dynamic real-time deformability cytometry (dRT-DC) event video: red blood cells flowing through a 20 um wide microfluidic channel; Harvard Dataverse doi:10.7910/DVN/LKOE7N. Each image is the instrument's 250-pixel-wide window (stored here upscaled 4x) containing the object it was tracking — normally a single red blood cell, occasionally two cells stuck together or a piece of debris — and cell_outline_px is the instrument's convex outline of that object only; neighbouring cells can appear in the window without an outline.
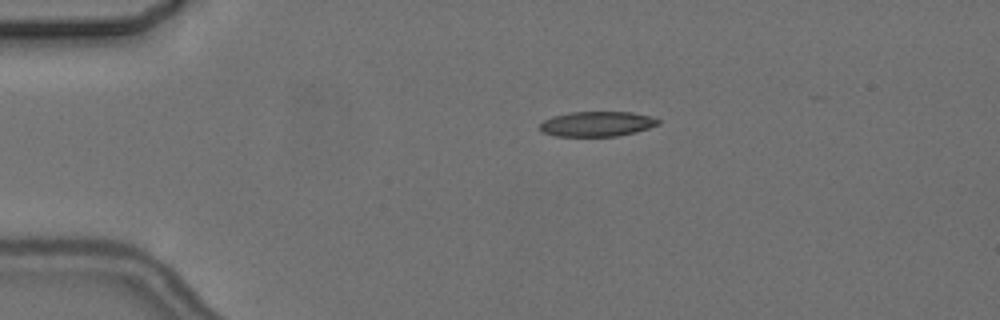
{"species": "common noctule bat (a hibernating species)", "species_latin": "Nyctalus noctula", "temperature_condition": "cold", "stored_images_in_passage": 6, "camera_frame_rate_fps": 3000, "um_per_image_px": 0.085, "animal": {"sex": "female", "body_mass_g": 24.6, "forearm_length_mm": 56.2}, "frame": {"image": 1, "passage_image": 4, "time_ms": 3.333, "image_size_px": [1000, 320], "cell_outline_px": [[660, 124], [636, 132], [616, 136], [556, 136], [544, 132], [540, 128], [540, 124], [544, 120], [552, 116], [568, 112], [632, 112], [652, 116], [660, 120]], "centroid_in_image_um": [50.77, 10.52], "position_along_channel_um": 34.2, "area_um2": 17.28}}
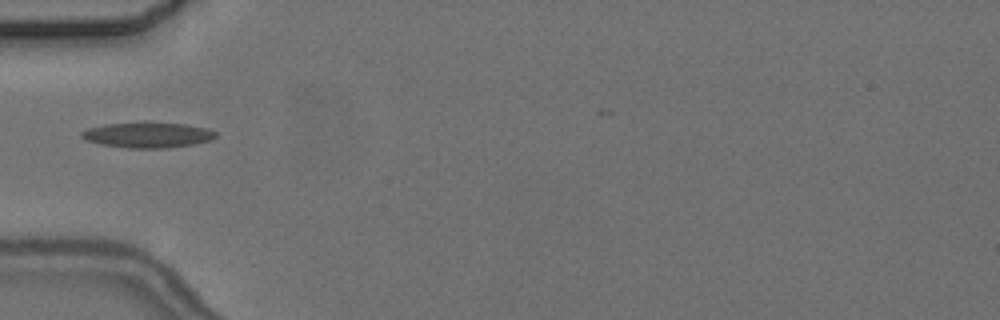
{"frame": {"image": 2, "passage_image": 6, "time_ms": 5.667, "image_size_px": [1000, 320], "cell_outline_px": [[216, 136], [212, 140], [196, 144], [168, 148], [128, 148], [100, 144], [84, 140], [80, 136], [80, 132], [88, 128], [104, 124], [188, 124], [208, 128], [216, 132]], "centroid_in_image_um": [12.57, 11.5], "position_along_channel_um": 72.4, "area_um2": 19.59}}